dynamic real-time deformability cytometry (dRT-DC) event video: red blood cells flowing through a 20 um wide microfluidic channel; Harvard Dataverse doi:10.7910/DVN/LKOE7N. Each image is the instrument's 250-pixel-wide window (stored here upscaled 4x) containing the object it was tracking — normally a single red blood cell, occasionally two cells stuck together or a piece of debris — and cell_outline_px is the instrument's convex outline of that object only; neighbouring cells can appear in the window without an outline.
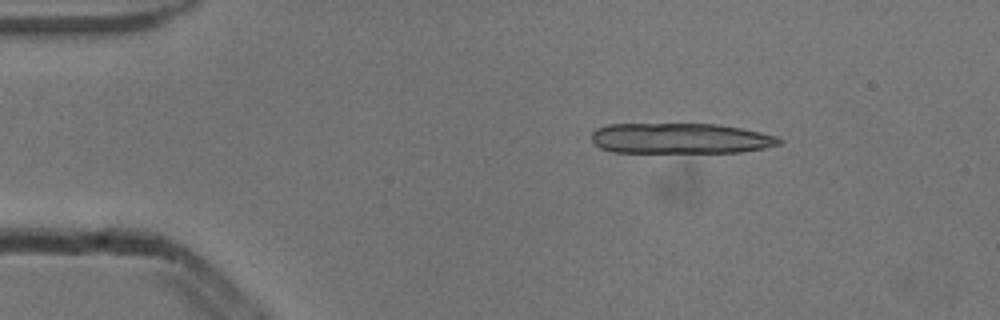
{"species": "common noctule bat (a hibernating species)", "species_latin": "Nyctalus noctula", "temperature_condition": "cold", "stored_images_in_passage": 3, "camera_frame_rate_fps": 3000, "um_per_image_px": 0.085, "animal": {"sex": "male", "body_mass_g": 13.3}, "frame": {"image": 1, "passage_image": 1, "time_ms": 0.0, "image_size_px": [1000, 320], "cell_outline_px": [[784, 140], [780, 144], [764, 148], [740, 152], [612, 152], [600, 148], [592, 140], [592, 132], [596, 128], [608, 124], [716, 124], [740, 128], [760, 132], [776, 136]], "centroid_in_image_um": [57.82, 11.76], "position_along_channel_um": 27.2, "area_um2": 33.35}}